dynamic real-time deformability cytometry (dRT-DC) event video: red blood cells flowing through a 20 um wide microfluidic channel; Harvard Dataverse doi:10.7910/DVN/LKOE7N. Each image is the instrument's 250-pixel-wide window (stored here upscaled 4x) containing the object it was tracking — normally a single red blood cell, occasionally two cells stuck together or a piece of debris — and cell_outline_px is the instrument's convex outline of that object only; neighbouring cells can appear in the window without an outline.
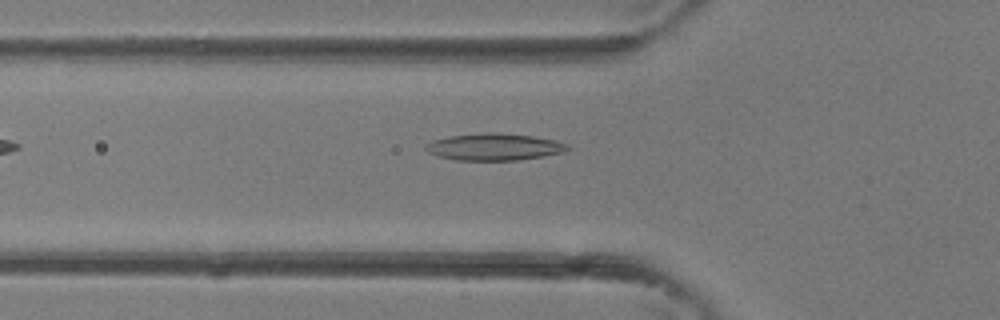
{"species": "common noctule bat (a hibernating species)", "species_latin": "Nyctalus noctula", "temperature_condition": "room temperature", "stored_images_in_passage": 6, "camera_frame_rate_fps": 3000, "um_per_image_px": 0.085, "animal": {"sex": "female"}, "frame": {"image": 1, "passage_image": 6, "time_ms": 1.667, "image_size_px": [1000, 320], "cell_outline_px": [[568, 148], [564, 152], [544, 156], [516, 160], [456, 160], [436, 156], [428, 152], [424, 148], [424, 144], [432, 140], [448, 136], [480, 132], [496, 132], [532, 136], [556, 140], [568, 144]], "centroid_in_image_um": [41.95, 12.47], "position_along_channel_um": 83.8, "area_um2": 22.48}}